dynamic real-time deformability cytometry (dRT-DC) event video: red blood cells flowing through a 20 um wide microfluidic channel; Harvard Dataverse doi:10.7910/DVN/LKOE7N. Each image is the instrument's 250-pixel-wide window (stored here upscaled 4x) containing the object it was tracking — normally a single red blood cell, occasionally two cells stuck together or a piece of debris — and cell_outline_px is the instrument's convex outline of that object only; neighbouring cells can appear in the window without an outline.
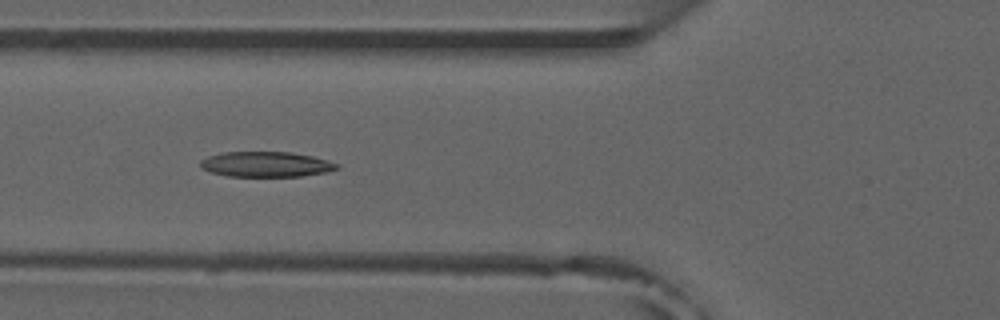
{"species": "common noctule bat (a hibernating species)", "species_latin": "Nyctalus noctula", "temperature_condition": "room temperature", "stored_images_in_passage": 47, "camera_frame_rate_fps": 3000, "um_per_image_px": 0.085, "animal": {"sex": "male", "forearm_length_mm": 52.5}, "frame": {"image": 1, "passage_image": 14, "time_ms": 4.333, "image_size_px": [1000, 320], "cell_outline_px": [[340, 168], [324, 172], [300, 176], [228, 176], [212, 172], [200, 168], [200, 160], [208, 156], [224, 152], [288, 152], [312, 156], [340, 164]], "centroid_in_image_um": [22.59, 13.96], "position_along_channel_um": 103.2, "area_um2": 19.94}, "authors_computed_cell_mechanics": {"area_um2": 20.3456, "velocity_mm_per_s": 3.8537, "shape_relaxation_time_tau1_ms": null, "shape_relaxation_time_tau2_ms": 5.2043, "deformation_change_tau1": null, "deformation_change_tau2": 0.1246}}